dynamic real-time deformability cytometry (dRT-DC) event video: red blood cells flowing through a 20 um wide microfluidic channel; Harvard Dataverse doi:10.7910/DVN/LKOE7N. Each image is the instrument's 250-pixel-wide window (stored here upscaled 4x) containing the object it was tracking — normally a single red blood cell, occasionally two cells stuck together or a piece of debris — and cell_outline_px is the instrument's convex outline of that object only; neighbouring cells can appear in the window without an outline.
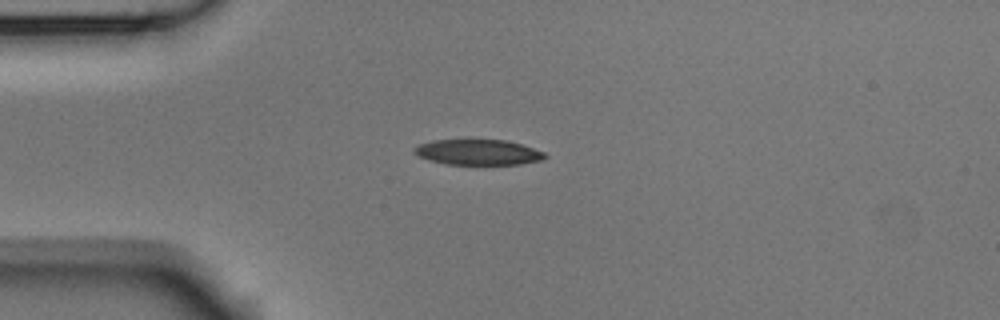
{"species": "Egyptian fruit bat (a non-hibernating species)", "species_latin": "Rousettus aegyptiacus", "temperature_condition": "room temperature", "stored_images_in_passage": 41, "camera_frame_rate_fps": 3000, "um_per_image_px": 0.085, "animal": {"sex": "male"}, "frame": {"image": 1, "passage_image": 1, "time_ms": 0.0, "image_size_px": [1000, 320], "cell_outline_px": [[548, 156], [540, 160], [520, 164], [444, 164], [428, 160], [412, 152], [412, 148], [420, 144], [432, 140], [508, 140], [544, 152]], "centroid_in_image_um": [40.6, 12.94], "position_along_channel_um": 44.4, "area_um2": 19.31}}
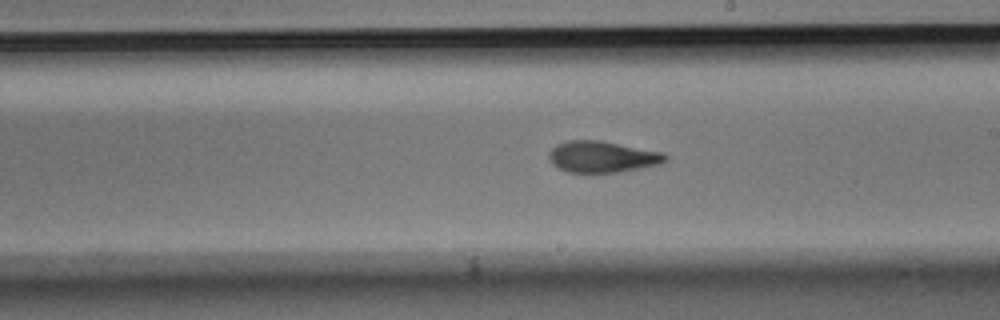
{"frame": {"image": 2, "passage_image": 18, "time_ms": 5.667, "image_size_px": [1000, 320], "cell_outline_px": [[668, 160], [660, 164], [620, 172], [568, 172], [552, 164], [548, 160], [548, 152], [556, 144], [568, 140], [600, 140], [664, 152], [668, 156]], "centroid_in_image_um": [51.2, 13.31], "position_along_channel_um": 237.8, "area_um2": 21.44}}
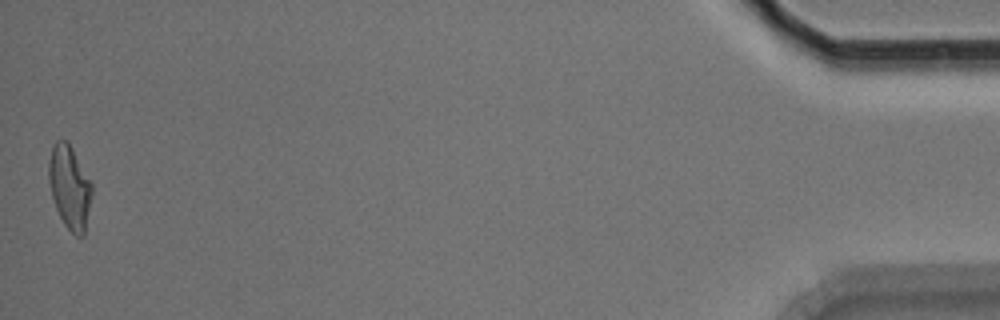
{"frame": {"image": 3, "passage_image": 41, "time_ms": 13.333, "image_size_px": [1000, 320], "cell_outline_px": [[92, 196], [84, 236], [76, 236], [64, 224], [56, 208], [52, 196], [48, 180], [48, 164], [52, 144], [56, 140], [68, 140], [92, 184]], "centroid_in_image_um": [5.91, 15.88], "position_along_channel_um": 429.3, "area_um2": 21.04}, "authors_computed_cell_mechanics": {"area_um2": 21.1548, "velocity_mm_per_s": 3.7251, "shape_relaxation_time_tau1_ms": 4.5092, "shape_relaxation_time_tau2_ms": 3.2973, "deformation_change_tau1": 0.18, "deformation_change_tau2": 0.1101}}